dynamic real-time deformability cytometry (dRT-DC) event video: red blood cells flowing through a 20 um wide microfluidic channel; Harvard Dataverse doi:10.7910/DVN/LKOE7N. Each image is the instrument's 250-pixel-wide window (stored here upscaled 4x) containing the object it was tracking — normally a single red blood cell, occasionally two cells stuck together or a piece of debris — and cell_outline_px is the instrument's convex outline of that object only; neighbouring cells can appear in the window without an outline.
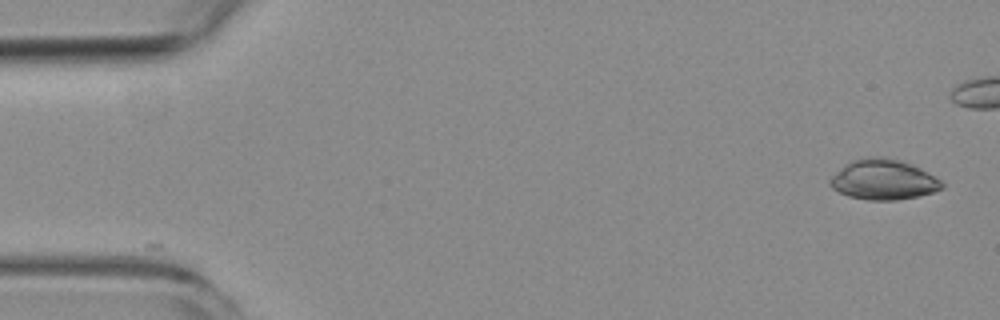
{"species": "common noctule bat (a hibernating species)", "species_latin": "Nyctalus noctula", "temperature_condition": "room temperature", "stored_images_in_passage": 5, "camera_frame_rate_fps": 3000, "um_per_image_px": 0.085, "animal": {"sex": "female", "body_mass_g": 19.3, "forearm_length_mm": 54.1}, "frame": {"image": 1, "passage_image": 1, "time_ms": 0.0, "image_size_px": [1000, 320], "cell_outline_px": [[944, 188], [920, 196], [896, 200], [868, 200], [848, 196], [832, 188], [828, 184], [828, 180], [844, 164], [852, 160], [872, 156], [884, 156], [900, 160], [912, 164], [920, 168], [940, 180], [944, 184]], "centroid_in_image_um": [75.07, 15.26], "position_along_channel_um": 9.9, "area_um2": 26.36}}